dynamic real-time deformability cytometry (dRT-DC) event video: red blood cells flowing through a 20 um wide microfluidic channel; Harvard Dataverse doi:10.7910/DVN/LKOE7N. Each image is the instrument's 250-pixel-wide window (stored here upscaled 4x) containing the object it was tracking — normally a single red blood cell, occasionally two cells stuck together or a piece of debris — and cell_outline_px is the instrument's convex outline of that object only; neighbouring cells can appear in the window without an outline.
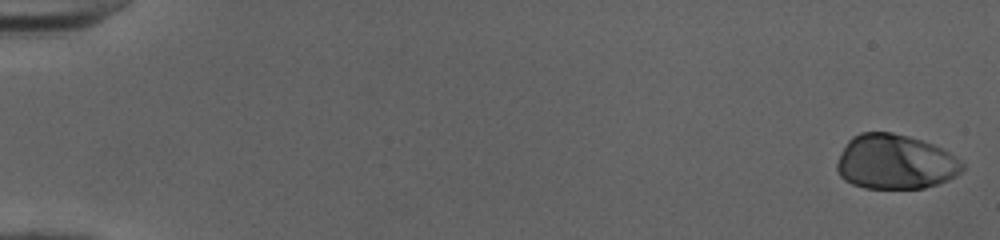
{"species": "human", "species_latin": "Homo sapiens", "temperature_condition": "cold", "stored_images_in_passage": 52, "camera_frame_rate_fps": 3000, "um_per_image_px": 0.085, "donor": {"sex": "female"}, "frame": {"image": 1, "passage_image": 1, "time_ms": 0.0, "image_size_px": [1000, 240], "cell_outline_px": [[964, 168], [956, 176], [948, 180], [924, 188], [864, 188], [852, 184], [844, 180], [840, 176], [836, 168], [836, 164], [848, 140], [852, 136], [860, 132], [892, 132], [908, 136], [932, 144], [964, 160]], "centroid_in_image_um": [76.1, 13.77], "position_along_channel_um": 8.9, "area_um2": 40.06}}
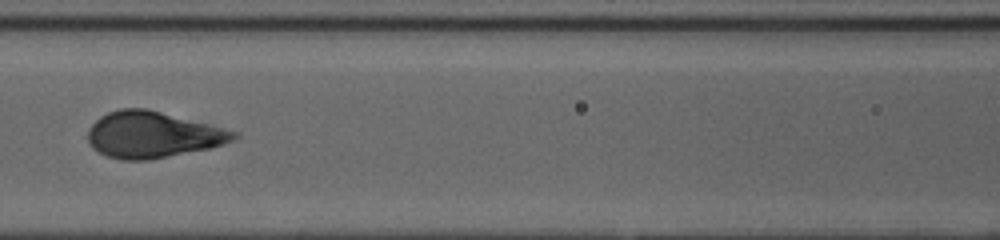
{"frame": {"image": 2, "passage_image": 25, "time_ms": 8.0, "image_size_px": [1000, 240], "cell_outline_px": [[240, 136], [236, 140], [224, 144], [208, 148], [148, 160], [124, 160], [108, 156], [92, 148], [88, 144], [88, 128], [100, 116], [108, 112], [120, 108], [144, 108], [240, 132]], "centroid_in_image_um": [12.97, 11.45], "position_along_channel_um": 153.6, "area_um2": 39.07}}
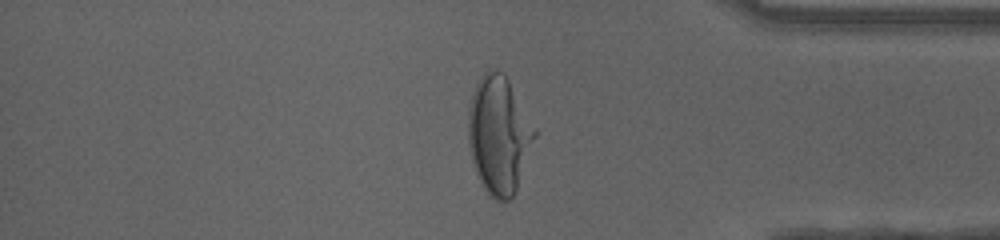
{"frame": {"image": 3, "passage_image": 44, "time_ms": 14.333, "image_size_px": [1000, 240], "cell_outline_px": [[540, 132], [516, 188], [512, 196], [508, 200], [496, 200], [488, 196], [476, 172], [472, 160], [468, 144], [468, 108], [472, 92], [480, 76], [488, 68], [496, 68], [504, 72]], "centroid_in_image_um": [42.44, 11.41], "position_along_channel_um": 392.8, "area_um2": 46.53}, "authors_computed_cell_mechanics": {"area_um2": 39.5352, "velocity_mm_per_s": 4.0218, "shape_relaxation_time_tau1_ms": 4.3231, "shape_relaxation_time_tau2_ms": null, "deformation_change_tau1": 0.2217, "deformation_change_tau2": null}}